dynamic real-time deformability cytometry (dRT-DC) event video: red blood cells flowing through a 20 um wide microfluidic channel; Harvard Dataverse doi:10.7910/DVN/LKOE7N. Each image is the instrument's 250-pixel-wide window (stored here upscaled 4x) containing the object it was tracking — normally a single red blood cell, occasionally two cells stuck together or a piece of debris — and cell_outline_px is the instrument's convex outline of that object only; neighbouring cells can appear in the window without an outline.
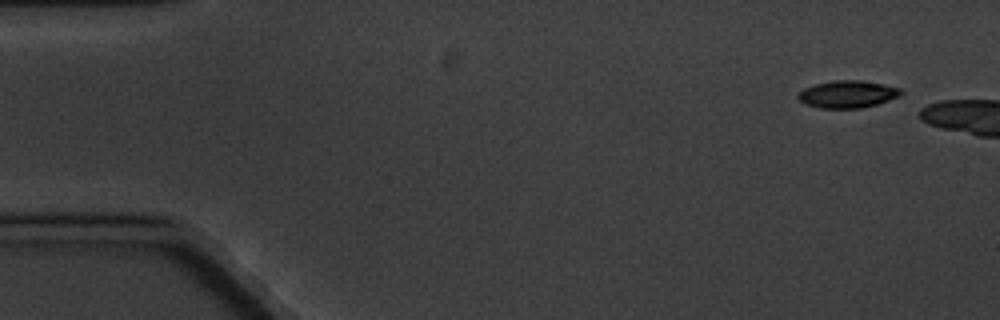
{"species": "common noctule bat (a hibernating species)", "species_latin": "Nyctalus noctula", "temperature_condition": "cold", "stored_images_in_passage": 3, "camera_frame_rate_fps": 3000, "um_per_image_px": 0.085, "animal": {"sex": "male", "body_mass_g": 20.1, "forearm_length_mm": 53.5}, "frame": {"image": 1, "passage_image": 1, "time_ms": 0.0, "image_size_px": [1000, 320], "cell_outline_px": [[904, 92], [900, 96], [876, 104], [860, 108], [820, 108], [804, 104], [796, 96], [804, 88], [816, 84], [832, 80], [860, 80], [884, 84], [900, 88]], "centroid_in_image_um": [72.04, 8.0], "position_along_channel_um": 13.0, "area_um2": 16.36}}